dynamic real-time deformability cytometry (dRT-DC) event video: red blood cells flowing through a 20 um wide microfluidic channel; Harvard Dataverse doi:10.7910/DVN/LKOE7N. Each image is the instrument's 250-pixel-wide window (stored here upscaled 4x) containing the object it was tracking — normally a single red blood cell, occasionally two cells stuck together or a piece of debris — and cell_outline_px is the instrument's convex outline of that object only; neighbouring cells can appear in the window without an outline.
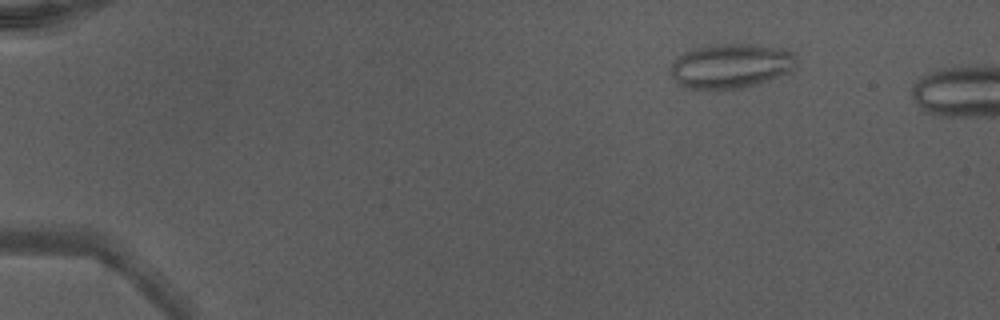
{"species": "Egyptian fruit bat (a non-hibernating species)", "species_latin": "Rousettus aegyptiacus", "temperature_condition": "warm", "stored_images_in_passage": 6, "camera_frame_rate_fps": 3000, "um_per_image_px": 0.085, "animal": {"sex": "male"}, "frame": {"image": 1, "passage_image": 1, "time_ms": 0.0, "image_size_px": [1000, 320], "cell_outline_px": [[796, 56], [788, 72], [780, 76], [756, 84], [740, 88], [696, 92], [680, 84], [668, 72], [668, 68], [684, 52], [692, 48], [716, 44], [756, 44], [784, 48]], "centroid_in_image_um": [62.04, 5.62], "position_along_channel_um": 23.0, "area_um2": 33.0}}